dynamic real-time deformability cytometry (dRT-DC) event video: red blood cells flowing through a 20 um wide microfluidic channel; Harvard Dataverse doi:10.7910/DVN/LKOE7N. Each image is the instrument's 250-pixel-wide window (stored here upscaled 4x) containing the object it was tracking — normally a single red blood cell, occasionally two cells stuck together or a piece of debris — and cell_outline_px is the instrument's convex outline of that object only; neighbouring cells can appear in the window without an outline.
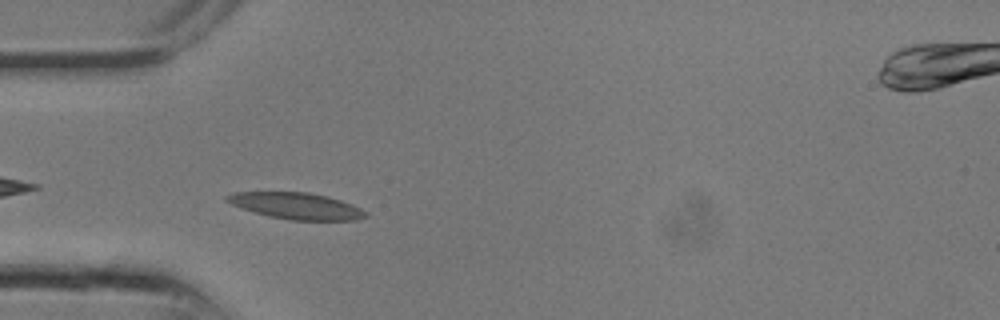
{"species": "common noctule bat (a hibernating species)", "species_latin": "Nyctalus noctula", "temperature_condition": "room temperature", "stored_images_in_passage": 26, "segment_of_instrument_passage": [1, 2], "camera_frame_rate_fps": 3000, "um_per_image_px": 0.085, "animal": {"sex": "male", "body_mass_g": 13.3}, "frame": {"image": 1, "passage_image": 6, "time_ms": 1.667, "image_size_px": [1000, 320], "cell_outline_px": [[368, 216], [356, 220], [288, 220], [268, 216], [232, 204], [224, 200], [224, 196], [232, 192], [308, 192], [328, 196], [352, 204], [368, 212]], "centroid_in_image_um": [25.21, 17.5], "position_along_channel_um": 59.8, "area_um2": 21.39}}
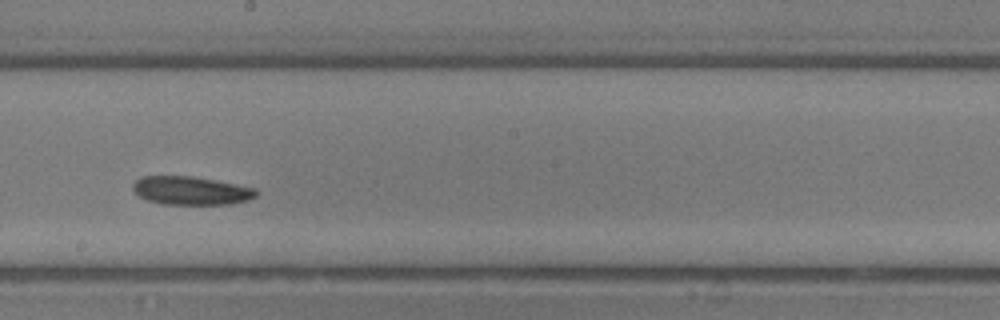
{"frame": {"image": 2, "passage_image": 13, "time_ms": 4.0, "image_size_px": [1000, 320], "cell_outline_px": [[256, 196], [248, 200], [232, 204], [164, 204], [148, 200], [140, 196], [132, 188], [132, 184], [140, 176], [192, 176], [216, 180], [256, 188]], "centroid_in_image_um": [16.24, 16.19], "position_along_channel_um": 232.0, "area_um2": 20.35}}
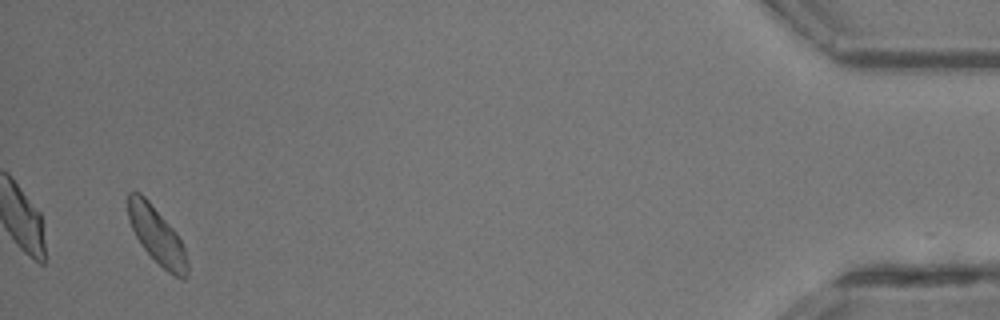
{"frame": {"image": 3, "passage_image": 24, "time_ms": 7.667, "image_size_px": [1000, 320], "cell_outline_px": [[188, 276], [184, 280], [168, 272], [140, 244], [128, 220], [128, 192], [140, 192], [148, 200], [176, 232], [184, 248], [188, 264]], "centroid_in_image_um": [13.34, 20.02], "position_along_channel_um": 421.9, "area_um2": 19.31}}